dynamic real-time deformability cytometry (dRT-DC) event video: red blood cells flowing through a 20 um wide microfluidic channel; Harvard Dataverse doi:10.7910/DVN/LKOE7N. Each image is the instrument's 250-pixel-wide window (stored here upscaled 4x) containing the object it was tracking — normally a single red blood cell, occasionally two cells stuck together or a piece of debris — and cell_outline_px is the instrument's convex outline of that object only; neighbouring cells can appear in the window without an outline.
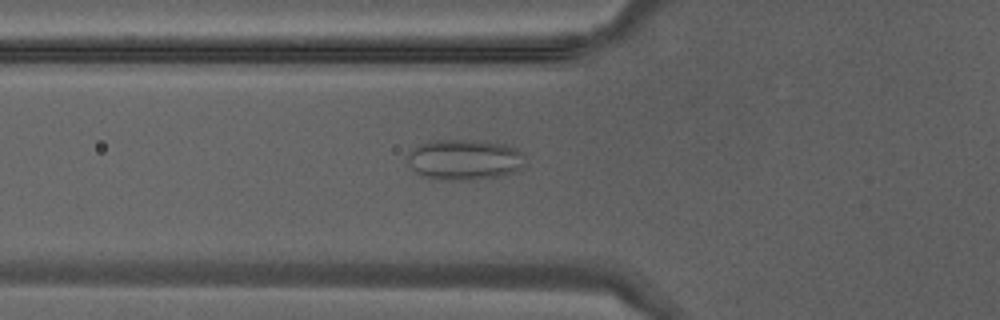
{"species": "Egyptian fruit bat (a non-hibernating species)", "species_latin": "Rousettus aegyptiacus", "temperature_condition": "warm", "stored_images_in_passage": 19, "camera_frame_rate_fps": 3000, "um_per_image_px": 0.085, "animal": {"sex": "male"}, "frame": {"image": 1, "passage_image": 4, "time_ms": 1.0, "image_size_px": [1000, 320], "cell_outline_px": [[524, 168], [504, 176], [472, 180], [444, 180], [420, 176], [408, 164], [408, 152], [420, 144], [428, 140], [488, 140], [504, 144], [516, 148], [524, 152]], "centroid_in_image_um": [39.52, 13.57], "position_along_channel_um": 86.3, "area_um2": 28.55}}
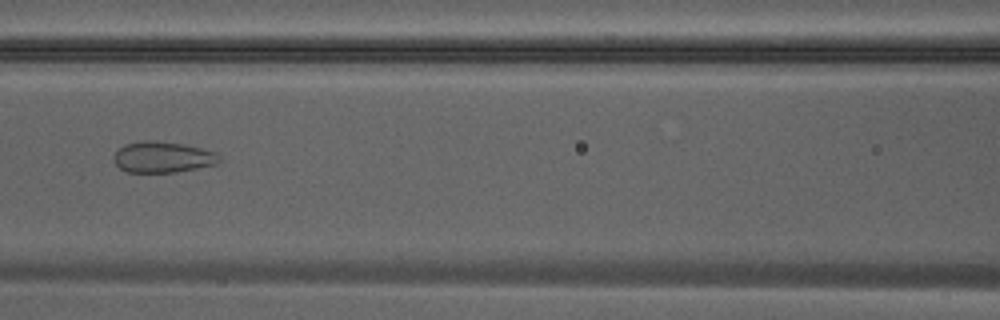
{"frame": {"image": 2, "passage_image": 8, "time_ms": 2.333, "image_size_px": [1000, 320], "cell_outline_px": [[220, 164], [176, 172], [124, 172], [112, 160], [112, 156], [124, 144], [144, 140], [152, 140], [184, 144], [216, 152], [220, 156]], "centroid_in_image_um": [13.83, 13.36], "position_along_channel_um": 152.8, "area_um2": 19.31}}